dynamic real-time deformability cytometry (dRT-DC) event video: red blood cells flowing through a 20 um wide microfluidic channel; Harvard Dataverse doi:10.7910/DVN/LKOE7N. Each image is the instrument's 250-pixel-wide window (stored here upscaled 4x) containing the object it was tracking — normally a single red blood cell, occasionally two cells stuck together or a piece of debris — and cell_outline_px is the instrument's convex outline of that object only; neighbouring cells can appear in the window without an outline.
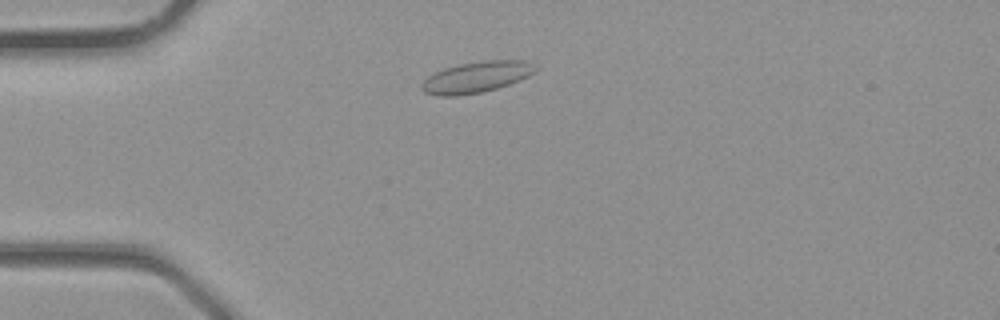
{"species": "common noctule bat (a hibernating species)", "species_latin": "Nyctalus noctula", "temperature_condition": "room temperature", "stored_images_in_passage": 2, "camera_frame_rate_fps": 3000, "um_per_image_px": 0.085, "animal": {"sex": "male", "body_mass_g": 23.1, "forearm_length_mm": 52.7}, "frame": {"image": 1, "passage_image": 1, "time_ms": 0.0, "image_size_px": [1000, 320], "cell_outline_px": [[540, 68], [536, 72], [520, 80], [496, 88], [480, 92], [456, 96], [436, 96], [424, 92], [420, 88], [420, 84], [428, 76], [444, 68], [460, 64], [484, 60], [528, 60]], "centroid_in_image_um": [40.52, 6.54], "position_along_channel_um": 44.5, "area_um2": 20.75}}